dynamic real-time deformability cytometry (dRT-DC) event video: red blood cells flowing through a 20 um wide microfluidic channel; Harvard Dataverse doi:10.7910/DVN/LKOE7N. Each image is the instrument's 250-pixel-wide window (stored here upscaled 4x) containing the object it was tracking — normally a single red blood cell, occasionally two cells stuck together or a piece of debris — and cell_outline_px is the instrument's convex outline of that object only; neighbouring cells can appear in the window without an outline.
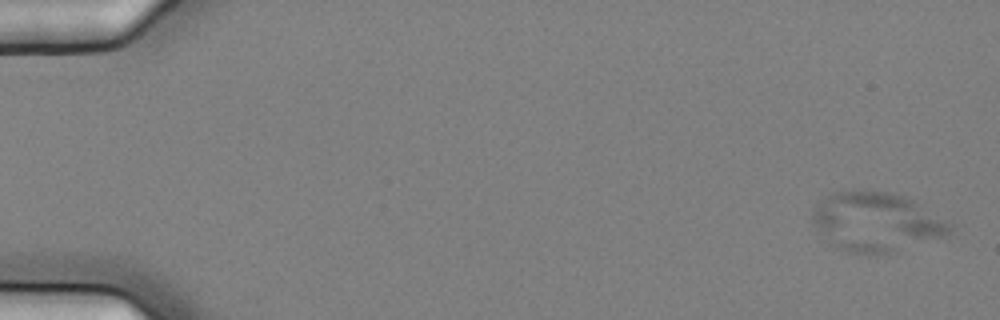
{"species": "common noctule bat (a hibernating species)", "species_latin": "Nyctalus noctula", "temperature_condition": "cold", "stored_images_in_passage": 6, "camera_frame_rate_fps": 3000, "um_per_image_px": 0.085, "animal": {"sex": "female", "body_mass_g": 25.1}, "frame": {"image": 1, "passage_image": 1, "time_ms": 0.0, "image_size_px": [1000, 320], "cell_outline_px": [[956, 224], [952, 232], [944, 236], [888, 252], [848, 252], [836, 248], [832, 244], [812, 220], [812, 212], [832, 192], [864, 188], [888, 192], [908, 196]], "centroid_in_image_um": [74.57, 18.79], "position_along_channel_um": 10.4, "area_um2": 47.05}}
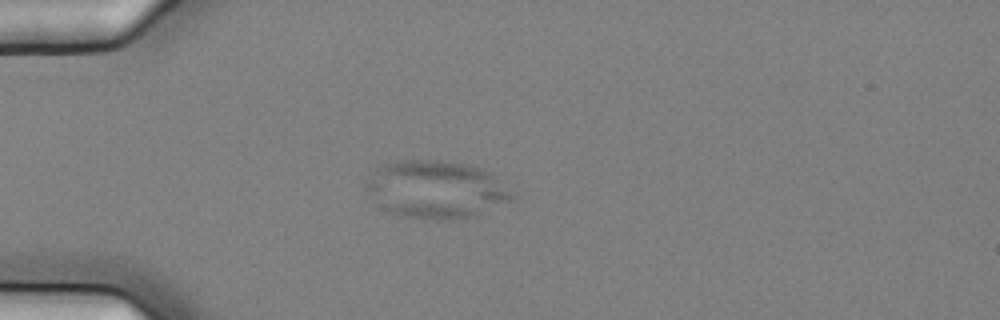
{"frame": {"image": 2, "passage_image": 5, "time_ms": 1.333, "image_size_px": [1000, 320], "cell_outline_px": [[512, 200], [468, 216], [452, 220], [436, 220], [388, 212], [364, 188], [364, 180], [376, 168], [384, 164], [396, 160], [440, 160], [468, 164], [480, 168], [492, 176], [512, 196]], "centroid_in_image_um": [36.94, 16.07], "position_along_channel_um": 48.1, "area_um2": 47.8}}